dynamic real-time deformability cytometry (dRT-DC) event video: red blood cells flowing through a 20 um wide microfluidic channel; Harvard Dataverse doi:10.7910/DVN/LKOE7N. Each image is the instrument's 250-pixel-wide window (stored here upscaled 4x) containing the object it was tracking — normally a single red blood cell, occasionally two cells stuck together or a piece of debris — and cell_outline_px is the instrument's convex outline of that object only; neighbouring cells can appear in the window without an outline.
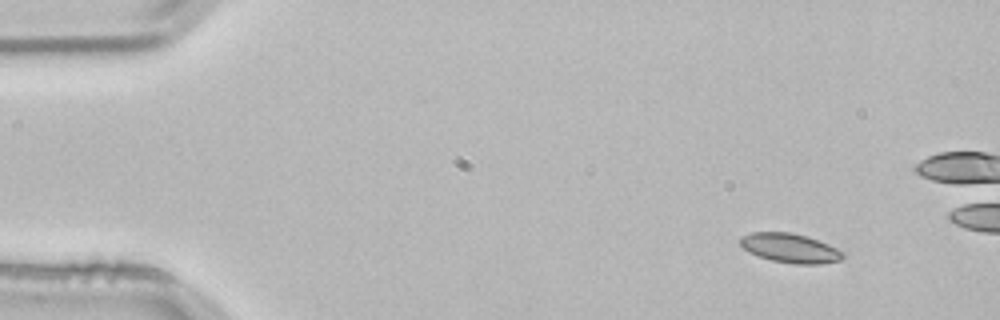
{"species": "common noctule bat (a hibernating species)", "species_latin": "Nyctalus noctula", "temperature_condition": "room temperature", "stored_images_in_passage": 4, "camera_frame_rate_fps": 3000, "um_per_image_px": 0.085, "animal": {"sex": "male", "body_mass_g": 21.5, "forearm_length_mm": 52.0}, "frame": {"image": 1, "passage_image": 1, "time_ms": 0.0, "image_size_px": [1000, 320], "cell_outline_px": [[844, 256], [840, 260], [820, 264], [796, 264], [772, 260], [748, 252], [740, 244], [740, 236], [752, 232], [792, 232], [828, 244], [844, 252]], "centroid_in_image_um": [67.14, 21.08], "position_along_channel_um": 17.9, "area_um2": 17.34}}